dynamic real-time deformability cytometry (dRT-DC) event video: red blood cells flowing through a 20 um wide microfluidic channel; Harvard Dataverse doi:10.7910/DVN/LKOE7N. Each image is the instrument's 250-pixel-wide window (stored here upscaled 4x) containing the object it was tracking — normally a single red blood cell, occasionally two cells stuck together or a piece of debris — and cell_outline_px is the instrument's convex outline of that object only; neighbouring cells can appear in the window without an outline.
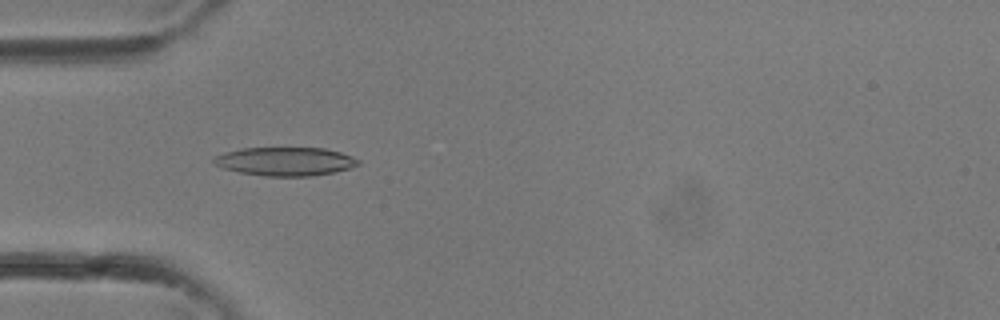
{"species": "common noctule bat (a hibernating species)", "species_latin": "Nyctalus noctula", "temperature_condition": "room temperature", "stored_images_in_passage": 32, "camera_frame_rate_fps": 3000, "um_per_image_px": 0.085, "animal": {"sex": "female"}, "frame": {"image": 1, "passage_image": 9, "time_ms": 2.667, "image_size_px": [1000, 320], "cell_outline_px": [[360, 164], [336, 172], [312, 176], [264, 176], [240, 172], [224, 168], [216, 164], [212, 160], [216, 156], [224, 152], [240, 148], [324, 148], [340, 152], [352, 156], [360, 160]], "centroid_in_image_um": [24.27, 13.72], "position_along_channel_um": 60.7, "area_um2": 23.99}}
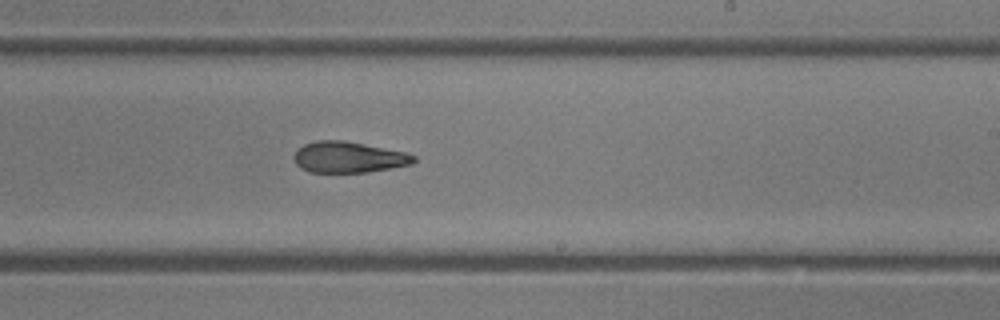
{"frame": {"image": 2, "passage_image": 19, "time_ms": 6.0, "image_size_px": [1000, 320], "cell_outline_px": [[416, 160], [412, 164], [368, 172], [308, 172], [300, 168], [296, 164], [292, 156], [304, 144], [316, 140], [344, 140], [408, 152], [416, 156]], "centroid_in_image_um": [29.64, 13.36], "position_along_channel_um": 259.4, "area_um2": 21.85}}
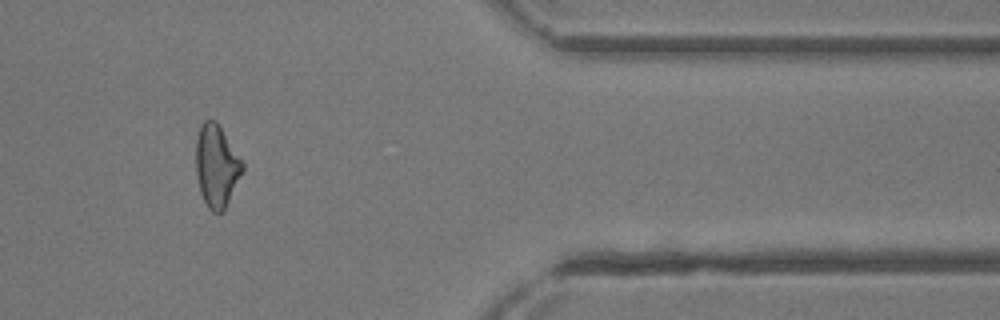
{"frame": {"image": 3, "passage_image": 27, "time_ms": 8.667, "image_size_px": [1000, 320], "cell_outline_px": [[244, 168], [224, 212], [212, 212], [208, 208], [200, 192], [196, 176], [196, 140], [200, 124], [204, 120], [216, 120], [244, 164]], "centroid_in_image_um": [18.39, 14.11], "position_along_channel_um": 393.0, "area_um2": 22.31}}